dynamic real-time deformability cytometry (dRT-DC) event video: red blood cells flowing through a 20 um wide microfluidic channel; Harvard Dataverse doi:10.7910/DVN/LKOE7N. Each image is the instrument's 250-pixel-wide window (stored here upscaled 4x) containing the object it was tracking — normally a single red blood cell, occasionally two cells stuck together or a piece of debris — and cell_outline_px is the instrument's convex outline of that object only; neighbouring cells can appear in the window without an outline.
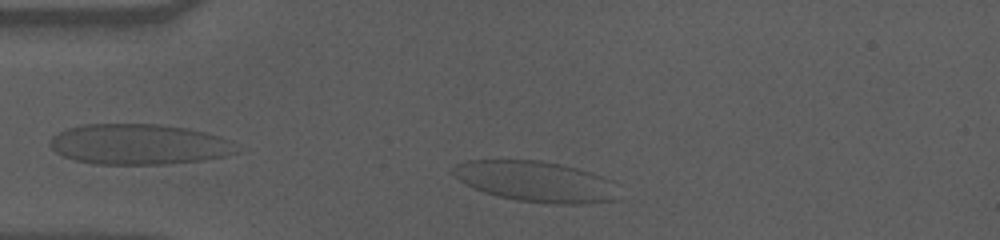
{"species": "human", "species_latin": "Homo sapiens", "temperature_condition": "cold", "stored_images_in_passage": 36, "camera_frame_rate_fps": 3000, "um_per_image_px": 0.085, "donor": {"sex": "male"}, "frame": {"image": 1, "passage_image": 2, "time_ms": 0.333, "image_size_px": [1000, 240], "cell_outline_px": [[620, 200], [576, 204], [552, 204], [516, 200], [484, 192], [472, 188], [464, 184], [452, 172], [452, 168], [456, 164], [468, 160], [540, 160], [560, 164], [592, 172], [612, 180], [620, 184]], "centroid_in_image_um": [45.64, 15.43], "position_along_channel_um": 39.4, "area_um2": 39.82}}
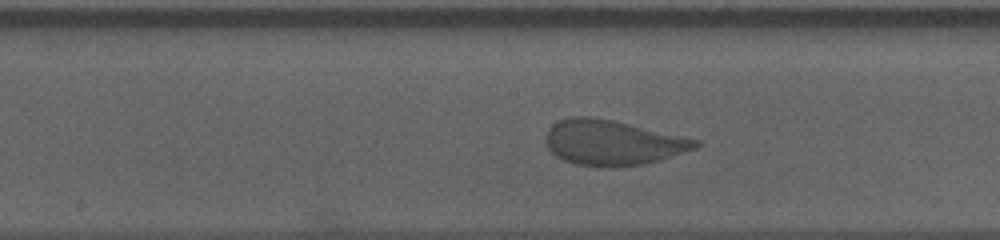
{"frame": {"image": 2, "passage_image": 18, "time_ms": 5.667, "image_size_px": [1000, 240], "cell_outline_px": [[700, 144], [696, 148], [644, 164], [576, 164], [564, 160], [556, 156], [548, 148], [544, 140], [548, 128], [552, 124], [560, 120], [572, 116], [592, 116], [612, 120], [700, 140]], "centroid_in_image_um": [52.02, 12.07], "position_along_channel_um": 196.2, "area_um2": 38.26}}
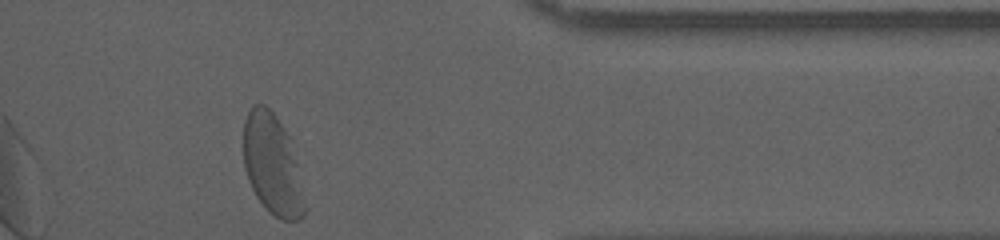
{"frame": {"image": 3, "passage_image": 36, "time_ms": 11.667, "image_size_px": [1000, 240], "cell_outline_px": [[308, 208], [300, 220], [280, 220], [256, 196], [248, 180], [244, 168], [244, 120], [252, 104], [264, 104], [276, 116], [284, 128], [288, 136], [296, 164]], "centroid_in_image_um": [23.15, 14.0], "position_along_channel_um": 388.3, "area_um2": 35.43}, "authors_computed_cell_mechanics": {"area_um2": 38.7838, "velocity_mm_per_s": 3.5135, "shape_relaxation_time_tau1_ms": 6.7869, "shape_relaxation_time_tau2_ms": null, "deformation_change_tau1": 0.1846, "deformation_change_tau2": null}}